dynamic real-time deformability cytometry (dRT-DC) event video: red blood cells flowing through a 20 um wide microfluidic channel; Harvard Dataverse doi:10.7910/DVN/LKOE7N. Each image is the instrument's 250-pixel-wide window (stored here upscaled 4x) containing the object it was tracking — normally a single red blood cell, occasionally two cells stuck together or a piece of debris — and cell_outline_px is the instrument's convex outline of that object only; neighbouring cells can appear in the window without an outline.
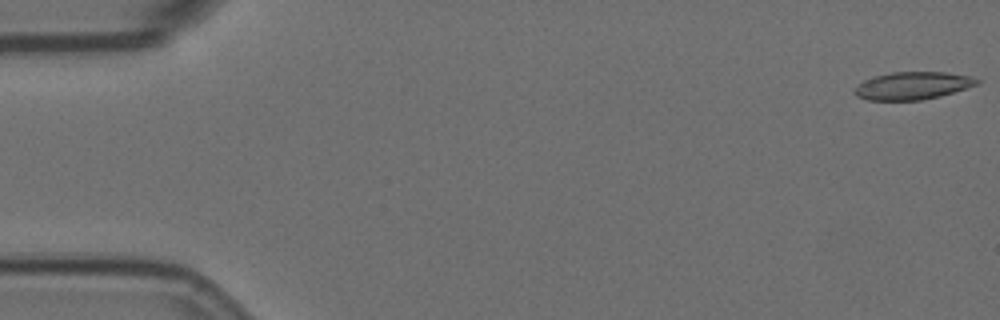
{"species": "Egyptian fruit bat (a non-hibernating species)", "species_latin": "Rousettus aegyptiacus", "temperature_condition": "room temperature", "stored_images_in_passage": 51, "camera_frame_rate_fps": 3000, "um_per_image_px": 0.085, "animal": {"sex": "female"}, "frame": {"image": 1, "passage_image": 1, "time_ms": 0.0, "image_size_px": [1000, 320], "cell_outline_px": [[980, 84], [940, 96], [920, 100], [868, 100], [856, 96], [852, 92], [864, 80], [872, 76], [892, 72], [944, 72], [972, 76], [980, 80]], "centroid_in_image_um": [77.58, 7.28], "position_along_channel_um": 7.4, "area_um2": 19.77}}
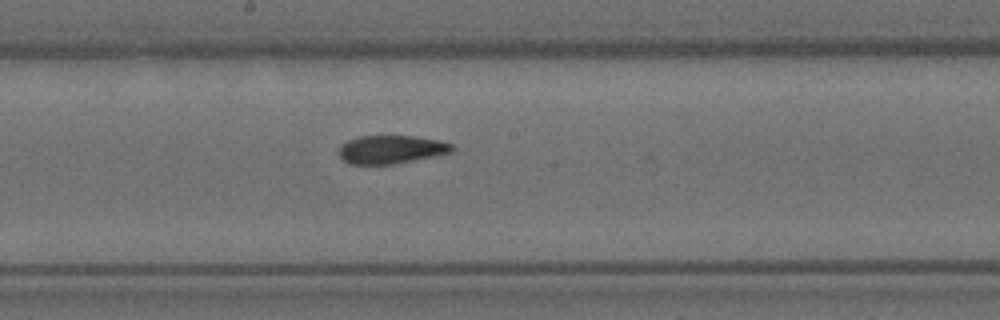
{"frame": {"image": 2, "passage_image": 30, "time_ms": 9.667, "image_size_px": [1000, 320], "cell_outline_px": [[456, 148], [452, 152], [396, 164], [352, 164], [344, 160], [336, 152], [340, 144], [348, 140], [360, 136], [416, 136], [440, 140], [452, 144]], "centroid_in_image_um": [33.25, 12.7], "position_along_channel_um": 215.0, "area_um2": 18.84}}
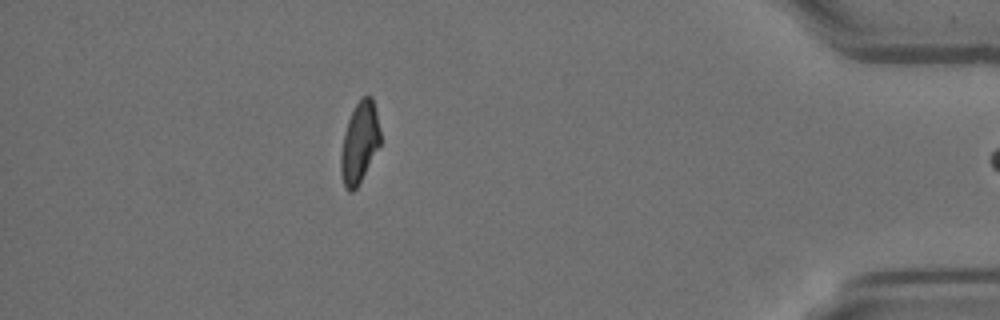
{"frame": {"image": 3, "passage_image": 50, "time_ms": 16.333, "image_size_px": [1000, 320], "cell_outline_px": [[380, 144], [356, 188], [352, 192], [348, 192], [344, 188], [340, 172], [340, 156], [344, 132], [348, 120], [356, 104], [364, 96], [372, 96], [380, 128]], "centroid_in_image_um": [30.54, 12.14], "position_along_channel_um": 404.7, "area_um2": 18.44}}